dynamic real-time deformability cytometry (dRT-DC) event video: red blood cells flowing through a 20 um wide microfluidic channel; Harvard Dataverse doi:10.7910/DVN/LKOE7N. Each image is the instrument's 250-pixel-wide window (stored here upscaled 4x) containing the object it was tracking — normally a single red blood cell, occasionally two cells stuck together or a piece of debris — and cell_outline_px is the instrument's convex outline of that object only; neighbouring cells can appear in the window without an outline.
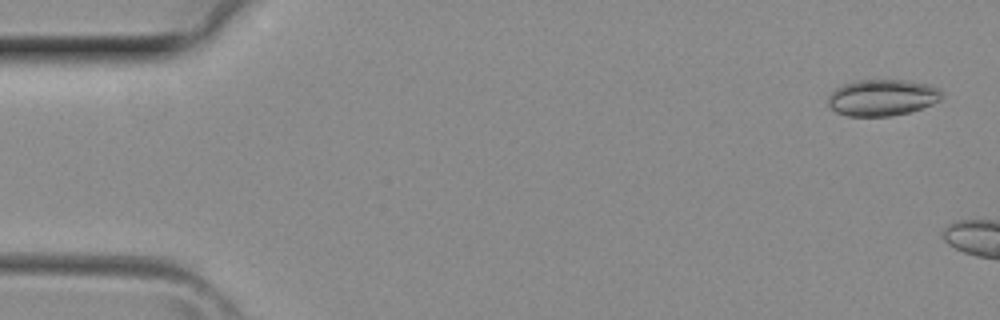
{"species": "common noctule bat (a hibernating species)", "species_latin": "Nyctalus noctula", "temperature_condition": "room temperature", "stored_images_in_passage": 5, "camera_frame_rate_fps": 3000, "um_per_image_px": 0.085, "animal": {"sex": "female", "body_mass_g": 29.2, "forearm_length_mm": 56.3}, "frame": {"image": 1, "passage_image": 2, "time_ms": 0.333, "image_size_px": [1000, 320], "cell_outline_px": [[944, 96], [940, 100], [932, 104], [912, 112], [892, 116], [848, 116], [836, 112], [828, 104], [828, 96], [836, 88], [844, 84], [856, 80], [908, 80], [928, 84], [940, 88], [944, 92]], "centroid_in_image_um": [75.04, 8.29], "position_along_channel_um": 10.0, "area_um2": 24.45}}